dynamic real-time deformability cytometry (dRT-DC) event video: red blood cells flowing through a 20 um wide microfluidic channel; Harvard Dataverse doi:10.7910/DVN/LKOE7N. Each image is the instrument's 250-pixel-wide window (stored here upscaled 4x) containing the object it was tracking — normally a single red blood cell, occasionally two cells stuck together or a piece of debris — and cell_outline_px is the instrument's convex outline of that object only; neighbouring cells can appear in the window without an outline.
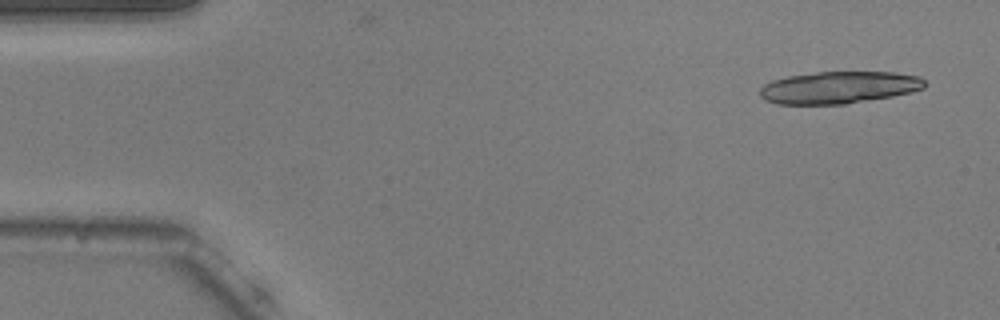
{"species": "common noctule bat (a hibernating species)", "species_latin": "Nyctalus noctula", "temperature_condition": "warm", "stored_images_in_passage": 16, "camera_frame_rate_fps": 3000, "um_per_image_px": 0.085, "animal": {"sex": "male", "body_mass_g": 20.5, "forearm_length_mm": 52.5}, "frame": {"image": 1, "passage_image": 2, "time_ms": 0.333, "image_size_px": [1000, 320], "cell_outline_px": [[924, 88], [912, 92], [892, 96], [844, 104], [776, 104], [764, 100], [760, 96], [760, 88], [764, 84], [772, 80], [788, 76], [816, 72], [892, 72], [920, 76], [924, 80]], "centroid_in_image_um": [71.28, 7.43], "position_along_channel_um": 13.7, "area_um2": 30.87}}